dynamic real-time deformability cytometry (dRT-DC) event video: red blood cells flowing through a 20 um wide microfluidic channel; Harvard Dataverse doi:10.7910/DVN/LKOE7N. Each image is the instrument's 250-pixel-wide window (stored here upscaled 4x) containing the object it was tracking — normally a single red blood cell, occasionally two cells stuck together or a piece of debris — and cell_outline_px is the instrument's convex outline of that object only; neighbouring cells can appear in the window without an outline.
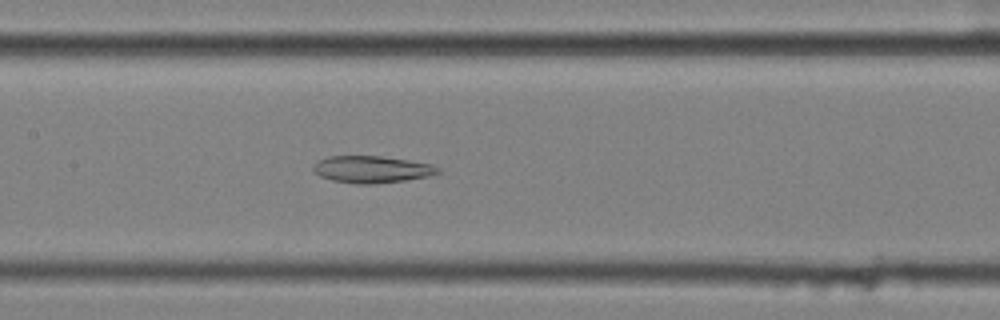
{"species": "common noctule bat (a hibernating species)", "species_latin": "Nyctalus noctula", "temperature_condition": "cold", "stored_images_in_passage": 39, "camera_frame_rate_fps": 3000, "um_per_image_px": 0.085, "animal": {"sex": "female", "body_mass_g": 25.1}, "frame": {"image": 1, "passage_image": 10, "time_ms": 3.0, "image_size_px": [1000, 320], "cell_outline_px": [[440, 172], [428, 176], [404, 180], [372, 184], [356, 184], [332, 180], [320, 176], [312, 168], [312, 164], [328, 156], [380, 156], [408, 160], [432, 164], [440, 168]], "centroid_in_image_um": [31.59, 14.39], "position_along_channel_um": 175.8, "area_um2": 19.48}}
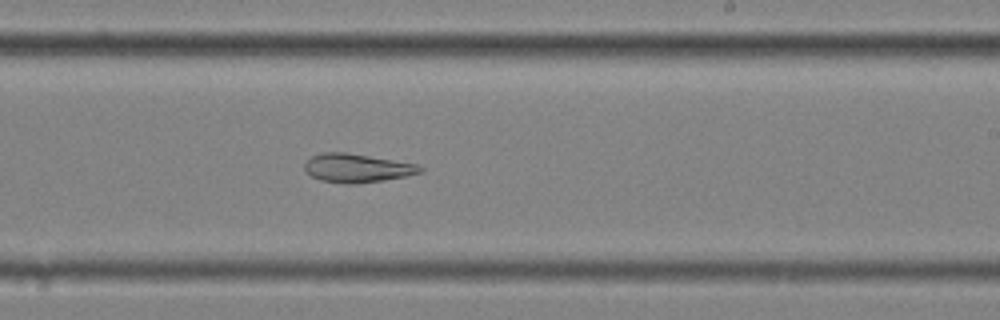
{"frame": {"image": 2, "passage_image": 17, "time_ms": 5.333, "image_size_px": [1000, 320], "cell_outline_px": [[424, 172], [384, 180], [356, 184], [348, 184], [320, 180], [312, 176], [304, 168], [304, 164], [312, 156], [320, 152], [344, 152], [416, 164], [424, 168]], "centroid_in_image_um": [30.34, 14.29], "position_along_channel_um": 258.7, "area_um2": 19.07}}
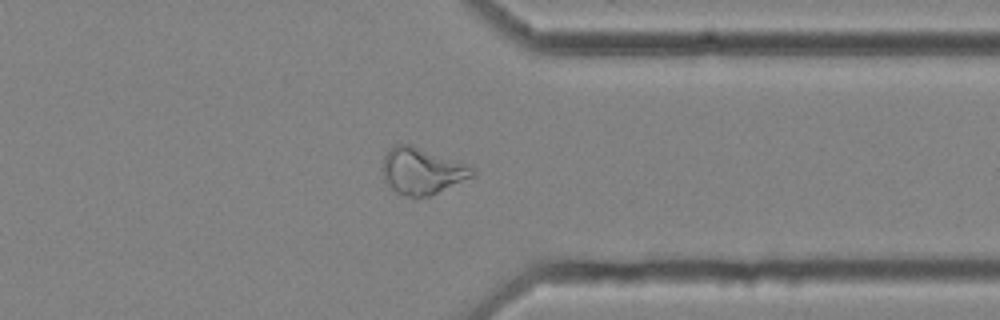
{"frame": {"image": 3, "passage_image": 27, "time_ms": 8.667, "image_size_px": [1000, 320], "cell_outline_px": [[476, 176], [428, 196], [408, 196], [396, 192], [384, 180], [384, 156], [388, 148], [396, 144], [412, 144], [472, 164], [476, 168]], "centroid_in_image_um": [35.96, 14.49], "position_along_channel_um": 375.4, "area_um2": 24.74}, "authors_computed_cell_mechanics": {"area_um2": 21.7328, "velocity_mm_per_s": 3.5597, "shape_relaxation_time_tau1_ms": null, "shape_relaxation_time_tau2_ms": 10.4186, "deformation_change_tau1": null, "deformation_change_tau2": 0.2187}}